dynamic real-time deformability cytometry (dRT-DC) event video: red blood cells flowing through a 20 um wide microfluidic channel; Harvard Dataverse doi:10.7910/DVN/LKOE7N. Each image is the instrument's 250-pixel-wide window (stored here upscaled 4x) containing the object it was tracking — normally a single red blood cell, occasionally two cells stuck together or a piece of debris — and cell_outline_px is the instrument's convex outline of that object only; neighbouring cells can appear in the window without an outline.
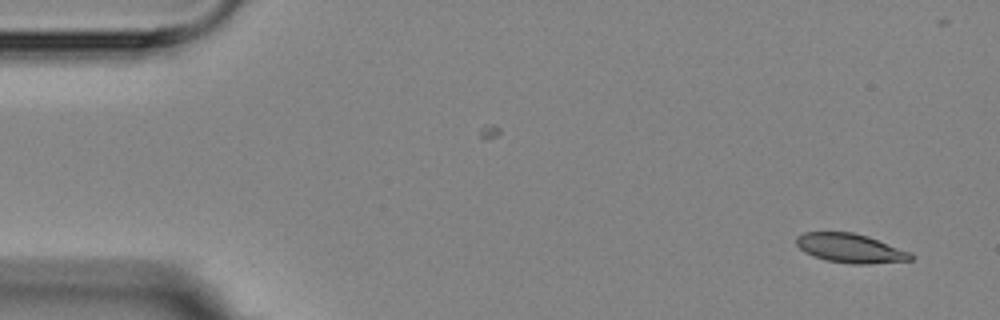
{"species": "Egyptian fruit bat (a non-hibernating species)", "species_latin": "Rousettus aegyptiacus", "temperature_condition": "room temperature", "stored_images_in_passage": 3, "camera_frame_rate_fps": 3000, "um_per_image_px": 0.085, "animal": {"sex": "female"}, "frame": {"image": 1, "passage_image": 3, "time_ms": 2.333, "image_size_px": [1000, 320], "cell_outline_px": [[912, 260], [868, 264], [852, 264], [824, 260], [812, 256], [804, 252], [796, 244], [796, 236], [804, 232], [852, 232], [868, 236], [912, 252]], "centroid_in_image_um": [72.27, 21.1], "position_along_channel_um": 12.7, "area_um2": 19.59}}